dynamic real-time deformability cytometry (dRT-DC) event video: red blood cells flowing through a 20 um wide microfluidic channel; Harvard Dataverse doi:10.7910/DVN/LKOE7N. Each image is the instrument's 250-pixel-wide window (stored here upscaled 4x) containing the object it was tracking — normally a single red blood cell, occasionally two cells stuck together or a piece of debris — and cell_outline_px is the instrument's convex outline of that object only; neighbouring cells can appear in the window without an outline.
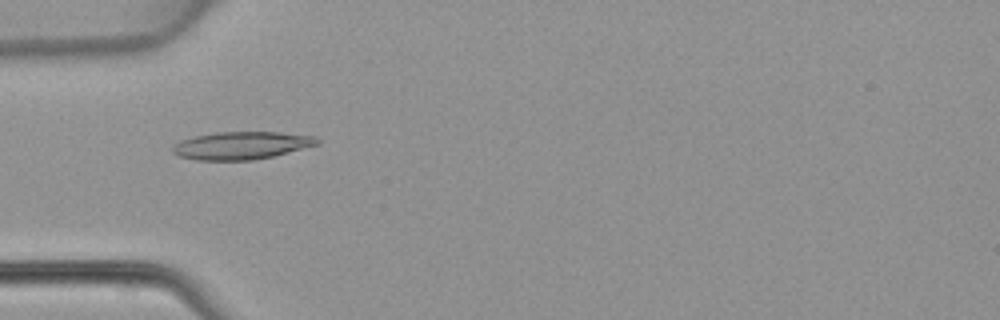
{"species": "common noctule bat (a hibernating species)", "species_latin": "Nyctalus noctula", "temperature_condition": "warm", "stored_images_in_passage": 47, "camera_frame_rate_fps": 3000, "um_per_image_px": 0.085, "animal": {"sex": "female", "body_mass_g": 22.7, "forearm_length_mm": 54.2}, "frame": {"image": 1, "passage_image": 15, "time_ms": 4.667, "image_size_px": [1000, 320], "cell_outline_px": [[320, 144], [272, 156], [252, 160], [196, 160], [176, 156], [172, 152], [172, 144], [180, 140], [192, 136], [216, 132], [280, 132], [316, 136], [320, 140]], "centroid_in_image_um": [20.48, 12.36], "position_along_channel_um": 64.5, "area_um2": 23.58}}
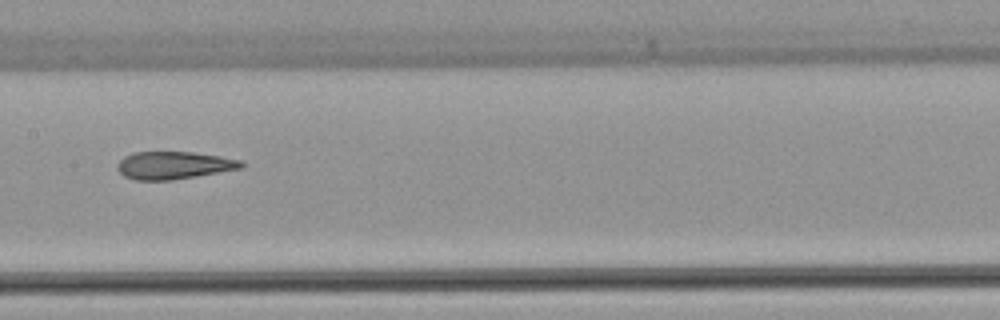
{"frame": {"image": 2, "passage_image": 24, "time_ms": 7.667, "image_size_px": [1000, 320], "cell_outline_px": [[244, 168], [172, 180], [136, 180], [124, 176], [116, 168], [116, 164], [124, 156], [132, 152], [192, 152], [220, 156], [240, 160], [244, 164]], "centroid_in_image_um": [14.75, 14.05], "position_along_channel_um": 192.6, "area_um2": 20.0}}
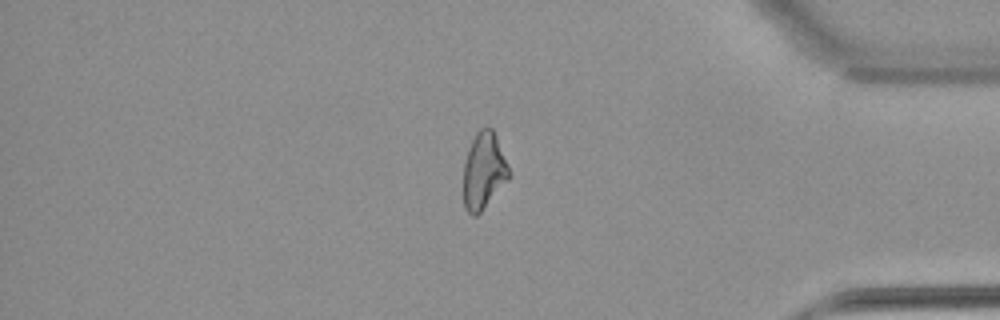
{"frame": {"image": 3, "passage_image": 40, "time_ms": 13.0, "image_size_px": [1000, 320], "cell_outline_px": [[512, 176], [480, 212], [476, 216], [472, 216], [464, 208], [464, 164], [468, 148], [476, 132], [480, 128], [492, 128], [496, 136], [508, 164]], "centroid_in_image_um": [41.13, 14.53], "position_along_channel_um": 394.1, "area_um2": 20.35}}